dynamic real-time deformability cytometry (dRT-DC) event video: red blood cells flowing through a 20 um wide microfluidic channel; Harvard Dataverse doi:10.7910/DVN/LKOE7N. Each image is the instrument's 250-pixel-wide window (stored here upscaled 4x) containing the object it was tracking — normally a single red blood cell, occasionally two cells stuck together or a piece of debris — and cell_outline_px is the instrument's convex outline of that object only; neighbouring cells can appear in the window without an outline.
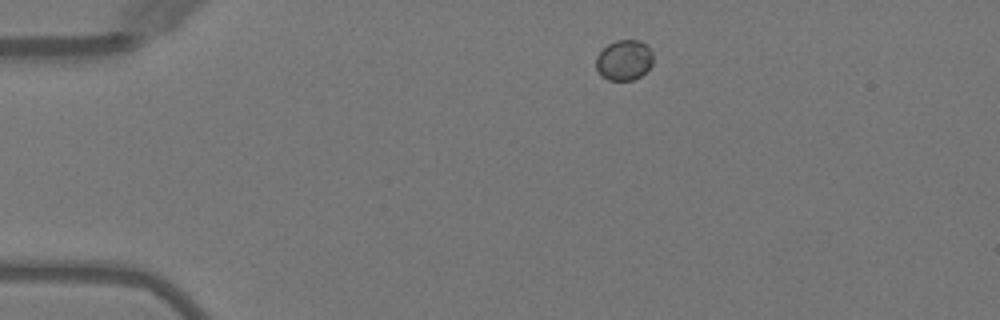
{"species": "Egyptian fruit bat (a non-hibernating species)", "species_latin": "Rousettus aegyptiacus", "temperature_condition": "warm", "stored_images_in_passage": 5, "camera_frame_rate_fps": 3000, "um_per_image_px": 0.085, "animal": {"sex": "female"}, "frame": {"image": 1, "passage_image": 5, "time_ms": 5.667, "image_size_px": [1000, 320], "cell_outline_px": [[652, 64], [640, 76], [632, 80], [608, 80], [600, 76], [596, 68], [596, 56], [608, 44], [616, 40], [640, 40], [648, 44], [652, 52]], "centroid_in_image_um": [53.04, 5.1], "position_along_channel_um": 32.0, "area_um2": 13.53}}